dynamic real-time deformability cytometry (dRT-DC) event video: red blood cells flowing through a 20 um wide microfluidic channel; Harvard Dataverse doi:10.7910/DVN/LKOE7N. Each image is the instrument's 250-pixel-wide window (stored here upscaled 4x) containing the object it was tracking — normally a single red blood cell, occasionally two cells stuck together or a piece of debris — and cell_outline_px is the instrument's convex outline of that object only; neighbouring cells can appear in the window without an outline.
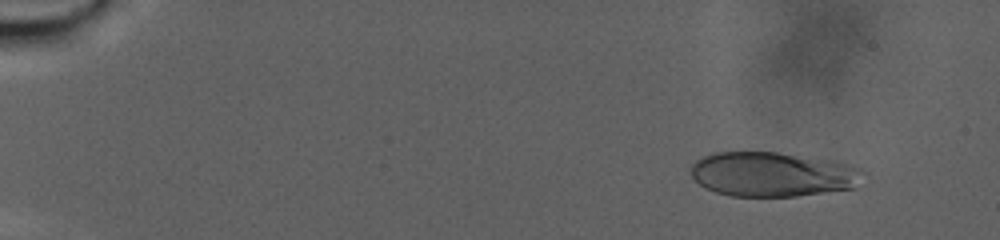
{"species": "human", "species_latin": "Homo sapiens", "temperature_condition": "warm", "stored_images_in_passage": 87, "camera_frame_rate_fps": 3000, "um_per_image_px": 0.085, "donor": {"sex": "male"}, "frame": {"image": 1, "passage_image": 10, "time_ms": 3.0, "image_size_px": [1000, 240], "cell_outline_px": [[868, 172], [856, 188], [796, 196], [732, 196], [716, 192], [704, 188], [692, 176], [692, 164], [696, 160], [704, 156], [716, 152], [776, 152], [836, 160], [860, 168]], "centroid_in_image_um": [65.75, 14.81], "position_along_channel_um": 19.2, "area_um2": 45.2}}
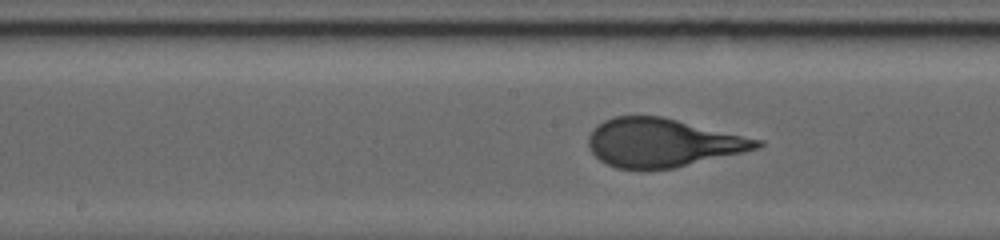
{"frame": {"image": 2, "passage_image": 54, "time_ms": 17.667, "image_size_px": [1000, 240], "cell_outline_px": [[764, 144], [760, 148], [744, 152], [676, 168], [616, 168], [600, 160], [588, 148], [588, 136], [592, 128], [596, 124], [612, 116], [660, 116], [764, 140]], "centroid_in_image_um": [56.31, 12.12], "position_along_channel_um": 191.9, "area_um2": 47.57}}
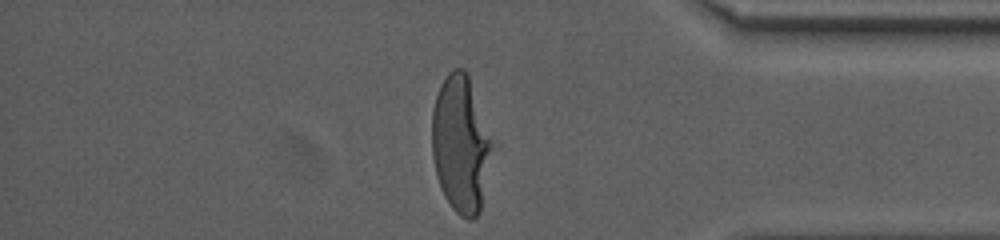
{"frame": {"image": 3, "passage_image": 85, "time_ms": 28.0, "image_size_px": [1000, 240], "cell_outline_px": [[488, 148], [480, 212], [472, 220], [468, 220], [460, 216], [452, 208], [444, 196], [440, 188], [436, 176], [432, 156], [432, 108], [440, 84], [448, 72], [452, 68], [464, 68], [468, 72], [488, 140]], "centroid_in_image_um": [39.04, 12.23], "position_along_channel_um": 396.2, "area_um2": 46.07}, "authors_computed_cell_mechanics": {"area_um2": 46.8758, "velocity_mm_per_s": 2.1457, "shape_relaxation_time_tau1_ms": 8.8078, "shape_relaxation_time_tau2_ms": null, "deformation_change_tau1": 0.29, "deformation_change_tau2": null}}